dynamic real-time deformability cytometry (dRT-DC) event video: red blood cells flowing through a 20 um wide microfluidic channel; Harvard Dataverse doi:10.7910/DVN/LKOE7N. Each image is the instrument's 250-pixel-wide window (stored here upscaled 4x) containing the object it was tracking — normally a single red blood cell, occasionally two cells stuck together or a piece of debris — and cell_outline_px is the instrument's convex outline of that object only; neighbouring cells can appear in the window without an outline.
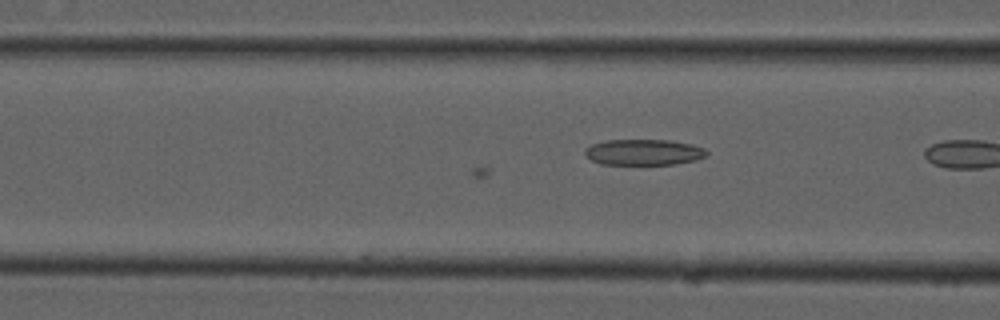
{"species": "common noctule bat (a hibernating species)", "species_latin": "Nyctalus noctula", "temperature_condition": "cold", "stored_images_in_passage": 7, "camera_frame_rate_fps": 3000, "um_per_image_px": 0.085, "animal": {"sex": "male", "forearm_length_mm": 52.5}, "frame": {"image": 1, "passage_image": 7, "time_ms": 2.0, "image_size_px": [1000, 320], "cell_outline_px": [[708, 156], [696, 160], [676, 164], [600, 164], [584, 156], [584, 148], [592, 144], [608, 140], [668, 140], [692, 144], [704, 148], [708, 152]], "centroid_in_image_um": [54.72, 12.94], "position_along_channel_um": 111.9, "area_um2": 18.5}}